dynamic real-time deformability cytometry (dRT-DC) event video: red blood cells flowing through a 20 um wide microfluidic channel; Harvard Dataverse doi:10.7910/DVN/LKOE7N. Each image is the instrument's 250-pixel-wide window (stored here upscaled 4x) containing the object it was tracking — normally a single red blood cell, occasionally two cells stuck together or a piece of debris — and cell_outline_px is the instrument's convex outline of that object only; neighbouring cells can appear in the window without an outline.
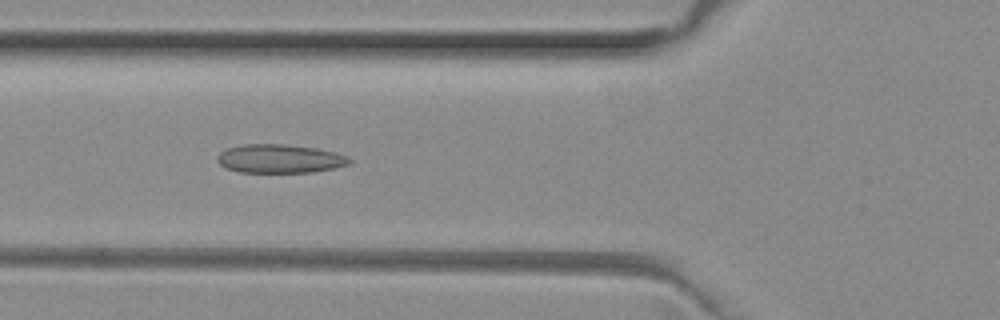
{"species": "common noctule bat (a hibernating species)", "species_latin": "Nyctalus noctula", "temperature_condition": "room temperature", "stored_images_in_passage": 39, "camera_frame_rate_fps": 3000, "um_per_image_px": 0.085, "animal": {"sex": "female", "body_mass_g": 29.2, "forearm_length_mm": 56.3}, "frame": {"image": 1, "passage_image": 11, "time_ms": 3.333, "image_size_px": [1000, 320], "cell_outline_px": [[352, 164], [336, 168], [312, 172], [240, 172], [224, 168], [216, 160], [216, 156], [220, 152], [228, 148], [240, 144], [284, 144], [316, 148], [336, 152], [348, 156], [352, 160]], "centroid_in_image_um": [23.8, 13.49], "position_along_channel_um": 102.0, "area_um2": 22.37}}
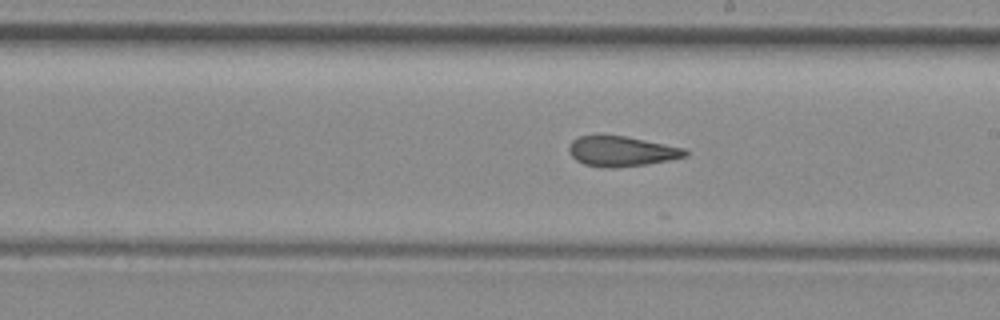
{"frame": {"image": 2, "passage_image": 21, "time_ms": 6.667, "image_size_px": [1000, 320], "cell_outline_px": [[688, 156], [668, 160], [644, 164], [616, 168], [604, 168], [584, 164], [576, 160], [568, 152], [568, 144], [572, 140], [580, 136], [624, 136], [684, 148], [688, 152]], "centroid_in_image_um": [52.79, 12.87], "position_along_channel_um": 236.2, "area_um2": 20.23}}
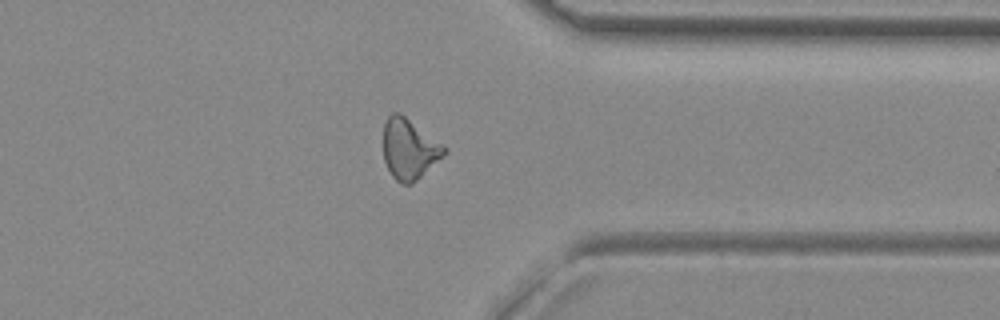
{"frame": {"image": 3, "passage_image": 32, "time_ms": 10.333, "image_size_px": [1000, 320], "cell_outline_px": [[448, 152], [444, 156], [412, 184], [400, 184], [392, 176], [384, 160], [384, 124], [388, 116], [392, 112], [400, 112], [448, 148]], "centroid_in_image_um": [34.8, 12.67], "position_along_channel_um": 376.6, "area_um2": 21.5}, "authors_computed_cell_mechanics": {"area_um2": 20.9236, "velocity_mm_per_s": 4.0164, "shape_relaxation_time_tau1_ms": null, "shape_relaxation_time_tau2_ms": 2.131, "deformation_change_tau1": null, "deformation_change_tau2": 0.1051}}